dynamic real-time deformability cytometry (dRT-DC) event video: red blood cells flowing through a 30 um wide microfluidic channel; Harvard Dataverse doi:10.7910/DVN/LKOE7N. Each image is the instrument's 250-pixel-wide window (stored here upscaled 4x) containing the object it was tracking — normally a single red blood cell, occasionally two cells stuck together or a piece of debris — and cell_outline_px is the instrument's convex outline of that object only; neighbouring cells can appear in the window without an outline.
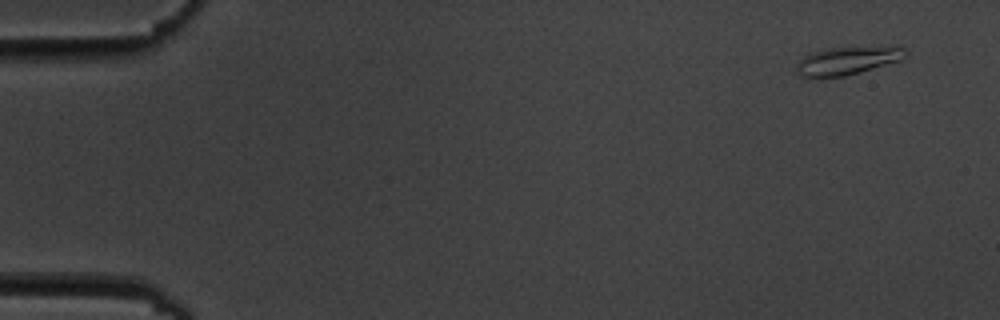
{"species": "common noctule bat (a hibernating species)", "species_latin": "Nyctalus noctula", "temperature_condition": "cold", "stored_images_in_passage": 11, "camera_frame_rate_fps": 3000, "um_per_image_px": 0.085, "animal": {"sex": "male", "body_mass_g": 19.5, "forearm_length_mm": 54.6}, "frame": {"image": 1, "passage_image": 1, "time_ms": 0.0, "image_size_px": [1000, 320], "cell_outline_px": [[908, 52], [900, 60], [860, 72], [844, 76], [816, 80], [800, 76], [796, 72], [800, 60], [804, 56], [812, 52], [828, 48], [908, 48]], "centroid_in_image_um": [71.91, 5.22], "position_along_channel_um": 13.1, "area_um2": 17.57}}
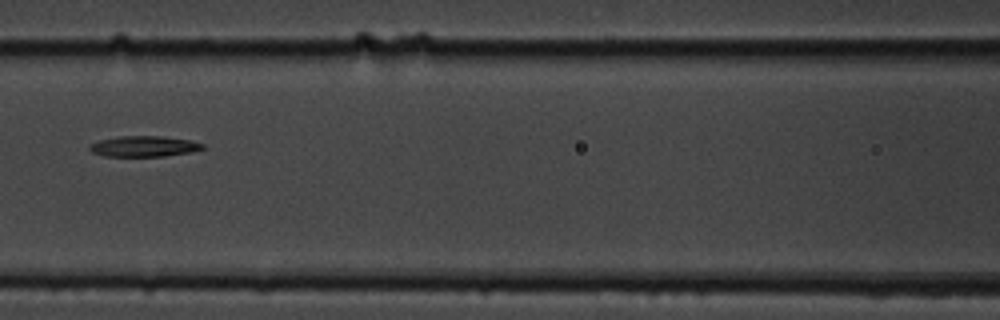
{"frame": {"image": 2, "passage_image": 7, "time_ms": 7.667, "image_size_px": [1000, 320], "cell_outline_px": [[204, 148], [192, 152], [164, 156], [104, 156], [92, 152], [88, 148], [88, 144], [100, 140], [120, 136], [160, 136], [192, 140], [204, 144]], "centroid_in_image_um": [12.23, 12.43], "position_along_channel_um": 154.4, "area_um2": 13.7}}
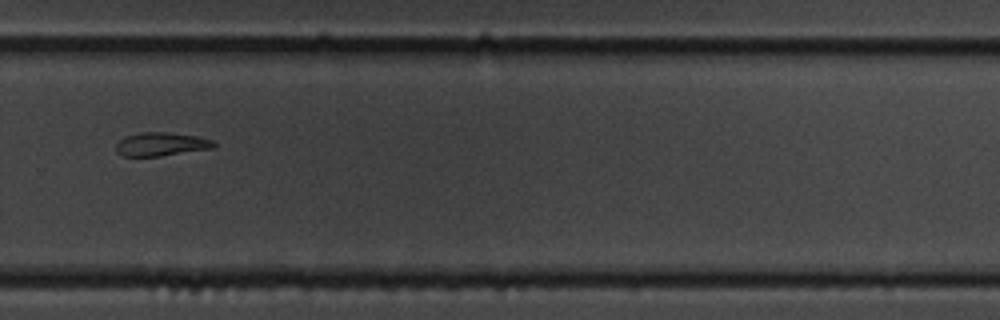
{"frame": {"image": 3, "passage_image": 11, "time_ms": 12.333, "image_size_px": [1000, 320], "cell_outline_px": [[216, 148], [160, 156], [124, 156], [116, 152], [116, 144], [124, 136], [140, 132], [168, 132], [196, 136], [212, 140], [216, 144]], "centroid_in_image_um": [13.71, 12.25], "position_along_channel_um": 316.1, "area_um2": 13.53}}